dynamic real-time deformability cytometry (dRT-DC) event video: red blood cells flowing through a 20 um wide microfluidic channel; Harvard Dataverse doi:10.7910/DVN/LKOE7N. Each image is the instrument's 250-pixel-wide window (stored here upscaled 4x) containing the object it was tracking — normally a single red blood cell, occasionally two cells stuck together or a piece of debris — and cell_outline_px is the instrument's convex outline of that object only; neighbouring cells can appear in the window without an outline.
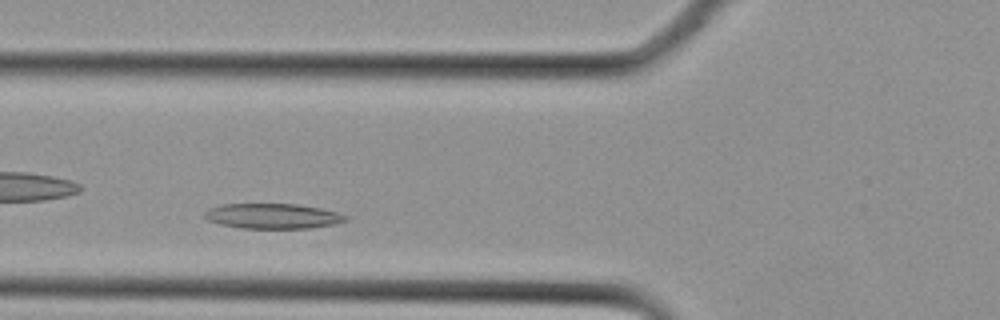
{"species": "Egyptian fruit bat (a non-hibernating species)", "species_latin": "Rousettus aegyptiacus", "temperature_condition": "cold", "stored_images_in_passage": 23, "camera_frame_rate_fps": 3000, "um_per_image_px": 0.085, "animal": {"sex": "female"}, "frame": {"image": 1, "passage_image": 4, "time_ms": 1.0, "image_size_px": [1000, 320], "cell_outline_px": [[352, 216], [348, 220], [332, 224], [308, 228], [240, 228], [220, 224], [208, 220], [204, 216], [204, 212], [208, 208], [224, 204], [296, 204], [320, 208]], "centroid_in_image_um": [23.19, 18.36], "position_along_channel_um": 102.6, "area_um2": 20.63}}
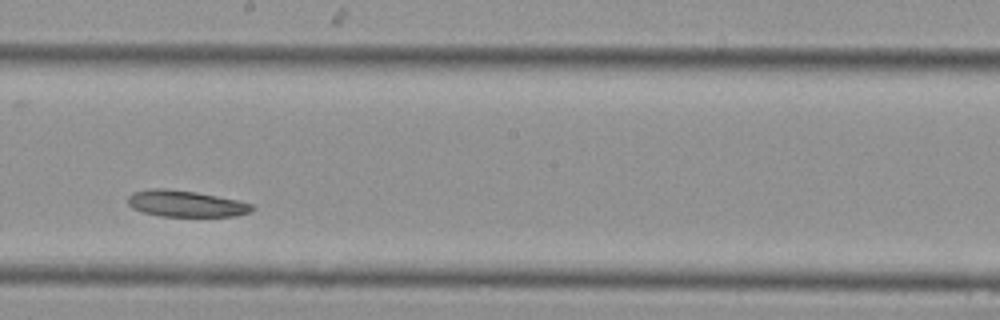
{"frame": {"image": 2, "passage_image": 10, "time_ms": 3.0, "image_size_px": [1000, 320], "cell_outline_px": [[256, 208], [248, 212], [236, 216], [160, 216], [144, 212], [132, 208], [128, 204], [128, 196], [132, 192], [152, 188], [164, 188], [196, 192], [256, 204]], "centroid_in_image_um": [15.79, 17.31], "position_along_channel_um": 232.4, "area_um2": 19.07}}
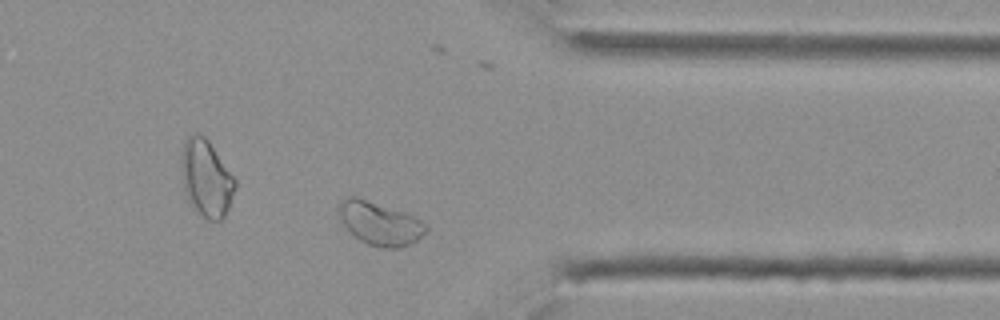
{"frame": {"image": 3, "passage_image": 17, "time_ms": 5.333, "image_size_px": [1000, 320], "cell_outline_px": [[428, 228], [416, 240], [400, 248], [380, 248], [368, 244], [360, 240], [336, 216], [336, 208], [340, 200], [348, 196], [356, 196], [404, 212], [428, 224]], "centroid_in_image_um": [32.22, 18.96], "position_along_channel_um": 379.2, "area_um2": 21.96}}